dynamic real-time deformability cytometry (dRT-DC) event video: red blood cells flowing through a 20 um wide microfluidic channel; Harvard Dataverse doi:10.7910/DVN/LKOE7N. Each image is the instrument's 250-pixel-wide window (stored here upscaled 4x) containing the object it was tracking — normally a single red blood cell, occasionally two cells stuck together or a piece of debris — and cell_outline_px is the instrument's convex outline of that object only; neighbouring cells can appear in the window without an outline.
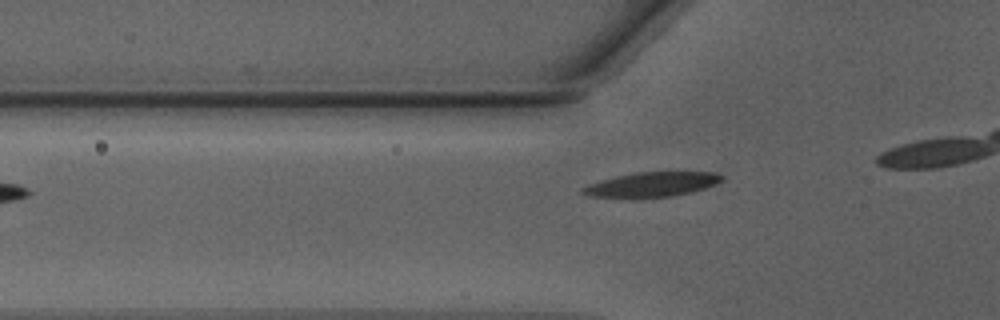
{"species": "Egyptian fruit bat (a non-hibernating species)", "species_latin": "Rousettus aegyptiacus", "temperature_condition": "warm", "stored_images_in_passage": 9, "camera_frame_rate_fps": 3000, "um_per_image_px": 0.085, "animal": {"sex": "male"}, "frame": {"image": 1, "passage_image": 4, "time_ms": 1.0, "image_size_px": [1000, 320], "cell_outline_px": [[724, 180], [704, 188], [672, 196], [588, 196], [580, 192], [580, 188], [588, 184], [616, 176], [636, 172], [716, 172], [724, 176]], "centroid_in_image_um": [55.42, 15.64], "position_along_channel_um": 70.4, "area_um2": 19.36}}
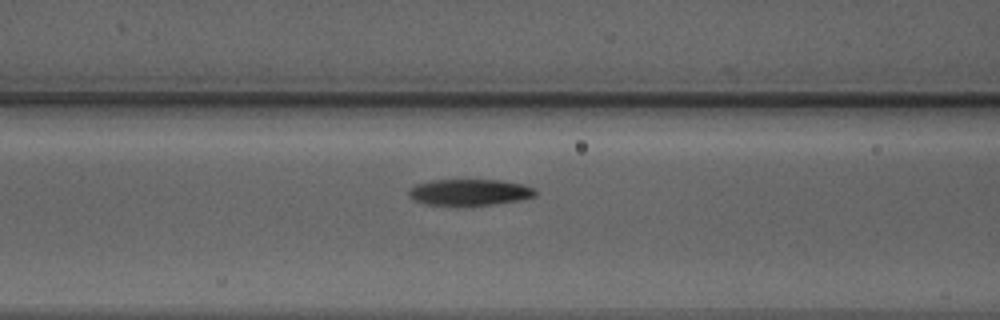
{"frame": {"image": 2, "passage_image": 8, "time_ms": 2.333, "image_size_px": [1000, 320], "cell_outline_px": [[536, 196], [520, 200], [492, 204], [428, 204], [412, 200], [408, 196], [408, 192], [416, 184], [436, 180], [500, 180], [520, 184], [536, 188]], "centroid_in_image_um": [39.94, 16.33], "position_along_channel_um": 126.7, "area_um2": 18.96}}